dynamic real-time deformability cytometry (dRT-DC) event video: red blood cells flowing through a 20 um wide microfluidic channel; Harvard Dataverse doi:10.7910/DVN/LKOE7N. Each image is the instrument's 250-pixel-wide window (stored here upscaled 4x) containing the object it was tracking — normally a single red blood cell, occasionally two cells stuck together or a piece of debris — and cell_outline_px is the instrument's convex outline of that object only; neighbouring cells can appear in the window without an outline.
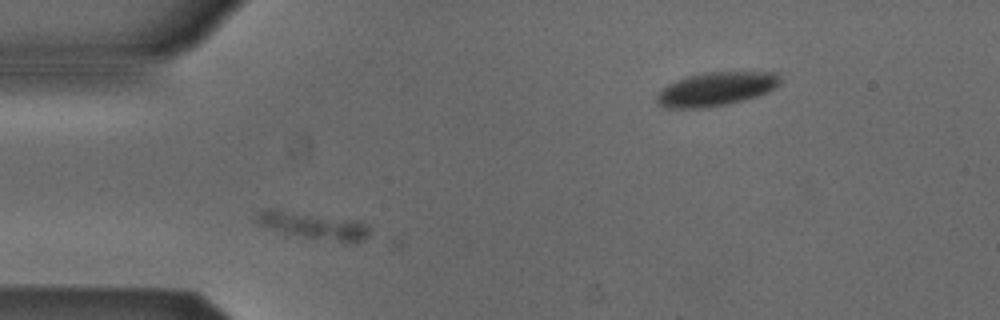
{"species": "Egyptian fruit bat (a non-hibernating species)", "species_latin": "Rousettus aegyptiacus", "temperature_condition": "cold", "stored_images_in_passage": 46, "camera_frame_rate_fps": 3000, "um_per_image_px": 0.085, "animal": {"sex": "male"}, "frame": {"image": 1, "passage_image": 6, "time_ms": 1.667, "image_size_px": [1000, 320], "cell_outline_px": [[372, 232], [364, 240], [344, 244], [304, 236], [256, 224], [252, 220], [264, 208], [280, 208], [360, 220], [368, 224]], "centroid_in_image_um": [26.72, 19.14], "position_along_channel_um": 58.3, "area_um2": 18.44}}
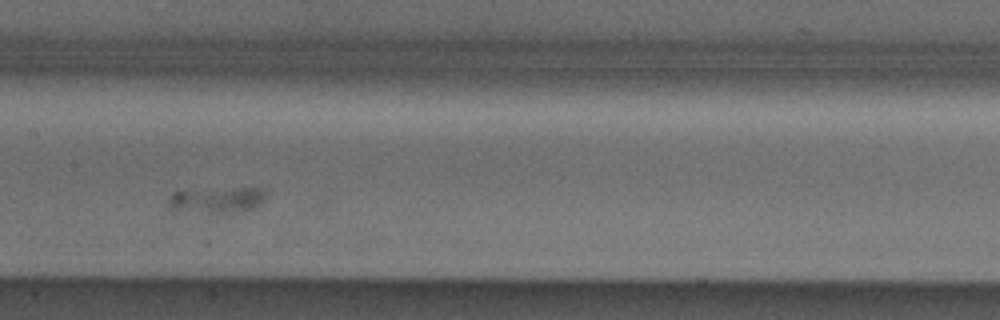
{"frame": {"image": 2, "passage_image": 17, "time_ms": 5.333, "image_size_px": [1000, 320], "cell_outline_px": [[264, 200], [256, 208], [240, 212], [172, 212], [168, 208], [168, 196], [176, 192], [240, 188], [264, 188]], "centroid_in_image_um": [18.4, 17.04], "position_along_channel_um": 189.0, "area_um2": 14.62}}
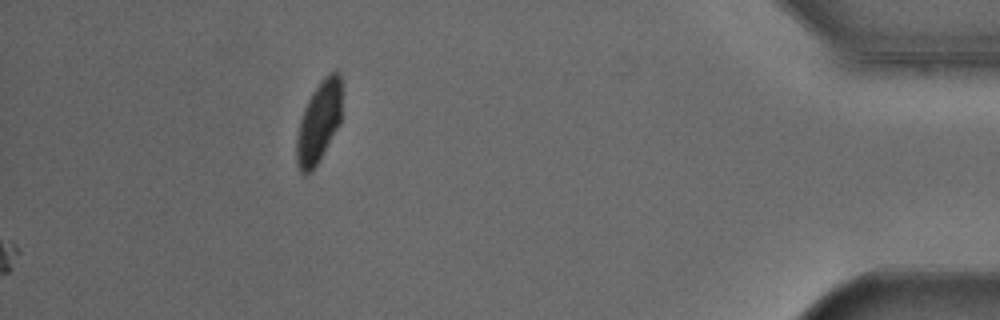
{"frame": {"image": 3, "passage_image": 46, "time_ms": 15.0, "image_size_px": [1000, 320], "cell_outline_px": [[340, 124], [312, 172], [304, 176], [300, 172], [296, 164], [296, 140], [300, 120], [304, 108], [312, 92], [324, 76], [328, 72], [340, 72]], "centroid_in_image_um": [27.07, 10.42], "position_along_channel_um": 408.1, "area_um2": 21.39}}